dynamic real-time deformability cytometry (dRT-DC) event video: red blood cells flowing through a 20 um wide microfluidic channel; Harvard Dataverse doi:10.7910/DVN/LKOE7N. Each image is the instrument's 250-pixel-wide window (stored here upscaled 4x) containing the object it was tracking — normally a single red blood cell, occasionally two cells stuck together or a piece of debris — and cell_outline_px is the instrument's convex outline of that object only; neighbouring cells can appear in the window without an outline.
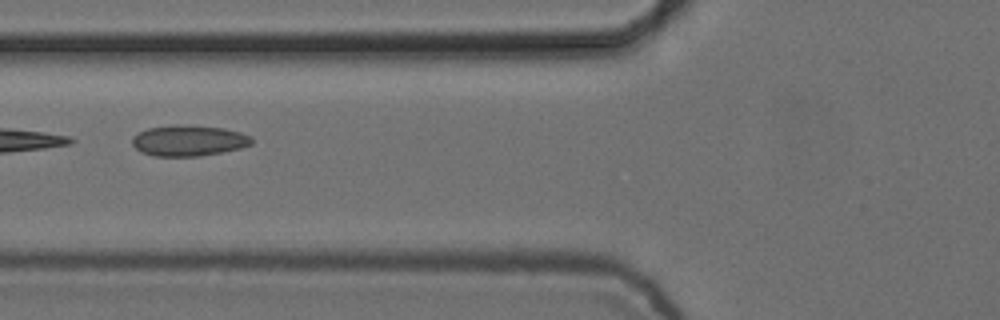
{"species": "common noctule bat (a hibernating species)", "species_latin": "Nyctalus noctula", "temperature_condition": "cold", "stored_images_in_passage": 6, "camera_frame_rate_fps": 3000, "um_per_image_px": 0.085, "animal": {"sex": "female", "body_mass_g": 24.6, "forearm_length_mm": 56.2}, "frame": {"image": 1, "passage_image": 4, "time_ms": 1.0, "image_size_px": [1000, 320], "cell_outline_px": [[252, 144], [240, 148], [200, 156], [156, 156], [140, 152], [132, 144], [132, 136], [148, 128], [176, 124], [224, 128], [240, 132], [252, 136]], "centroid_in_image_um": [16.03, 11.95], "position_along_channel_um": 109.8, "area_um2": 21.44}}
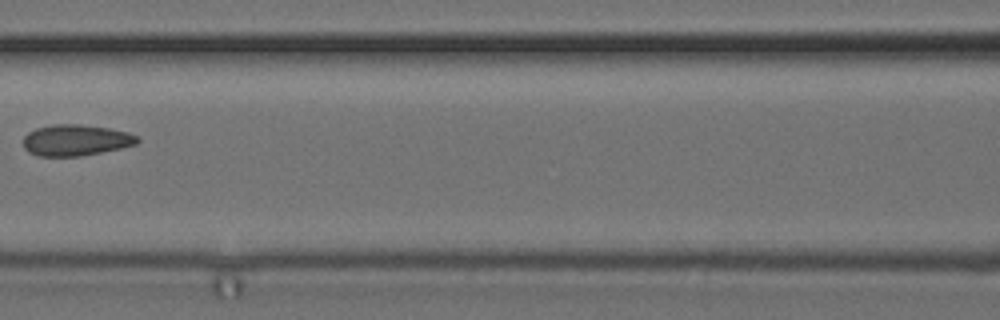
{"frame": {"image": 2, "passage_image": 5, "time_ms": 1.333, "image_size_px": [1000, 320], "cell_outline_px": [[140, 140], [136, 144], [120, 148], [80, 156], [40, 156], [28, 152], [24, 148], [24, 136], [28, 132], [36, 128], [52, 124], [80, 124], [108, 128], [128, 132], [140, 136]], "centroid_in_image_um": [6.45, 11.9], "position_along_channel_um": 160.2, "area_um2": 20.75}}
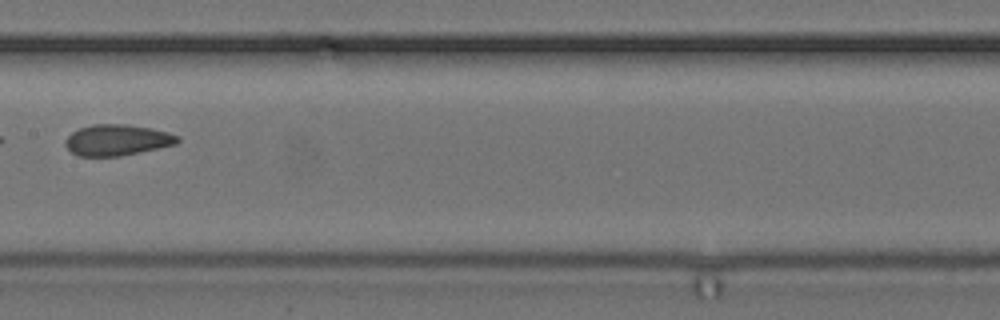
{"frame": {"image": 3, "passage_image": 6, "time_ms": 1.667, "image_size_px": [1000, 320], "cell_outline_px": [[180, 140], [176, 144], [120, 156], [76, 156], [64, 144], [64, 140], [72, 132], [80, 128], [92, 124], [128, 124], [168, 132], [180, 136]], "centroid_in_image_um": [9.94, 11.9], "position_along_channel_um": 197.5, "area_um2": 20.23}}